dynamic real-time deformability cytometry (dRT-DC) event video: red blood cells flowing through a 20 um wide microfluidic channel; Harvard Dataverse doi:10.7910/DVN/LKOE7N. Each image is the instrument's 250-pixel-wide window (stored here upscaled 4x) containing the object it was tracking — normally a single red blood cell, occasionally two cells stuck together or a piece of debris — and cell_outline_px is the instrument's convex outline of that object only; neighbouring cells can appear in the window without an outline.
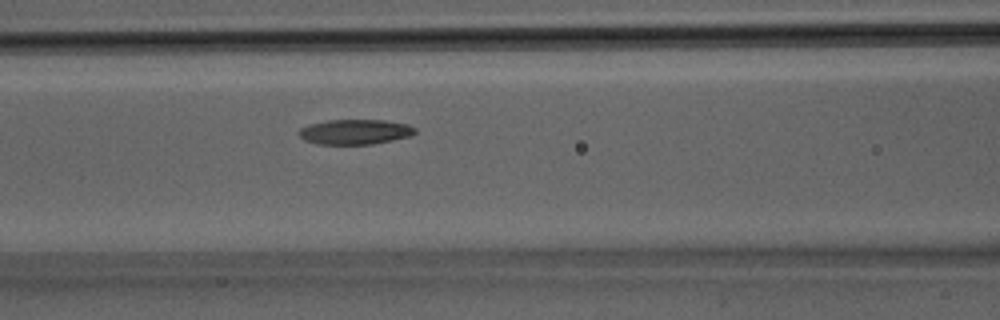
{"species": "Egyptian fruit bat (a non-hibernating species)", "species_latin": "Rousettus aegyptiacus", "temperature_condition": "room temperature", "stored_images_in_passage": 23, "camera_frame_rate_fps": 3000, "um_per_image_px": 0.085, "animal": {"sex": "male"}, "frame": {"image": 1, "passage_image": 4, "time_ms": 1.0, "image_size_px": [1000, 320], "cell_outline_px": [[416, 132], [412, 136], [372, 144], [316, 144], [304, 140], [296, 132], [300, 128], [308, 124], [328, 120], [384, 120], [408, 124], [416, 128]], "centroid_in_image_um": [30.16, 11.2], "position_along_channel_um": 136.4, "area_um2": 17.11}}
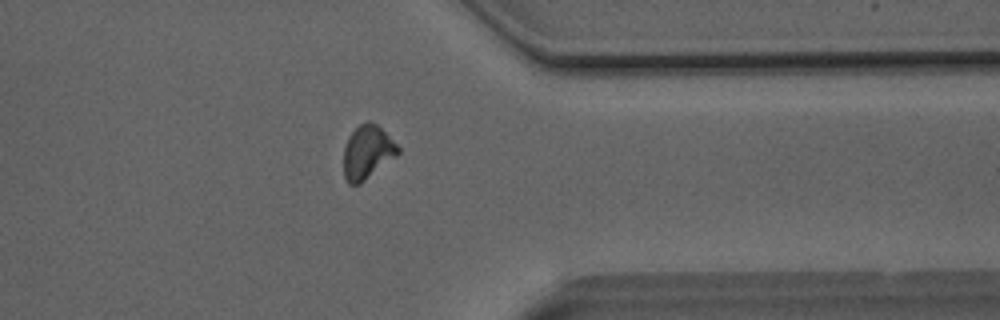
{"frame": {"image": 2, "passage_image": 16, "time_ms": 5.0, "image_size_px": [1000, 320], "cell_outline_px": [[400, 152], [396, 156], [360, 184], [348, 184], [344, 176], [344, 148], [348, 136], [360, 124], [368, 120], [376, 124], [400, 148]], "centroid_in_image_um": [31.21, 12.95], "position_along_channel_um": 380.2, "area_um2": 16.76}}
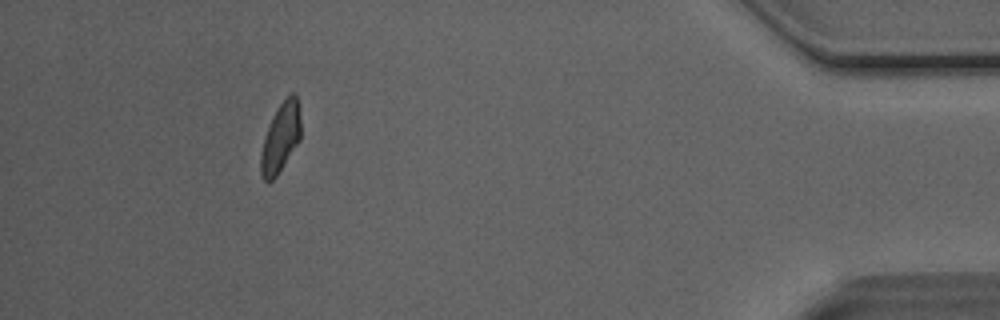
{"frame": {"image": 3, "passage_image": 20, "time_ms": 6.333, "image_size_px": [1000, 320], "cell_outline_px": [[300, 140], [276, 176], [272, 180], [264, 180], [260, 172], [260, 156], [264, 136], [272, 116], [280, 104], [292, 92], [296, 96], [300, 104]], "centroid_in_image_um": [23.85, 11.68], "position_along_channel_um": 411.3, "area_um2": 16.07}}